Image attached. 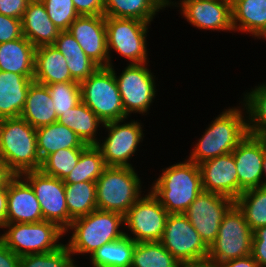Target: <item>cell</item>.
<instances>
[{
  "mask_svg": "<svg viewBox=\"0 0 266 267\" xmlns=\"http://www.w3.org/2000/svg\"><path fill=\"white\" fill-rule=\"evenodd\" d=\"M150 191L169 214L184 213L203 191L199 165L187 159L163 169Z\"/></svg>",
  "mask_w": 266,
  "mask_h": 267,
  "instance_id": "6da1fadb",
  "label": "cell"
},
{
  "mask_svg": "<svg viewBox=\"0 0 266 267\" xmlns=\"http://www.w3.org/2000/svg\"><path fill=\"white\" fill-rule=\"evenodd\" d=\"M0 160L14 175L40 170L36 129L23 118L0 120Z\"/></svg>",
  "mask_w": 266,
  "mask_h": 267,
  "instance_id": "7a4b0ae2",
  "label": "cell"
},
{
  "mask_svg": "<svg viewBox=\"0 0 266 267\" xmlns=\"http://www.w3.org/2000/svg\"><path fill=\"white\" fill-rule=\"evenodd\" d=\"M242 114L240 108H230L222 112L199 139L188 160L199 165L215 157L232 153L249 134L247 120Z\"/></svg>",
  "mask_w": 266,
  "mask_h": 267,
  "instance_id": "3957f363",
  "label": "cell"
},
{
  "mask_svg": "<svg viewBox=\"0 0 266 267\" xmlns=\"http://www.w3.org/2000/svg\"><path fill=\"white\" fill-rule=\"evenodd\" d=\"M121 224H124L123 215L96 209L72 221L68 230L74 231L66 245L72 255L90 253L91 256L104 244L119 240L125 235V232L119 230Z\"/></svg>",
  "mask_w": 266,
  "mask_h": 267,
  "instance_id": "277c9868",
  "label": "cell"
},
{
  "mask_svg": "<svg viewBox=\"0 0 266 267\" xmlns=\"http://www.w3.org/2000/svg\"><path fill=\"white\" fill-rule=\"evenodd\" d=\"M140 184L133 167L107 166L96 181L97 209L125 216L141 196Z\"/></svg>",
  "mask_w": 266,
  "mask_h": 267,
  "instance_id": "5b68a950",
  "label": "cell"
},
{
  "mask_svg": "<svg viewBox=\"0 0 266 267\" xmlns=\"http://www.w3.org/2000/svg\"><path fill=\"white\" fill-rule=\"evenodd\" d=\"M80 88L81 101L103 123L127 119L115 74L109 67H99L87 79L80 82Z\"/></svg>",
  "mask_w": 266,
  "mask_h": 267,
  "instance_id": "8992f818",
  "label": "cell"
},
{
  "mask_svg": "<svg viewBox=\"0 0 266 267\" xmlns=\"http://www.w3.org/2000/svg\"><path fill=\"white\" fill-rule=\"evenodd\" d=\"M3 228L9 229L1 241L19 257L52 252L64 245L58 239L66 232L53 222L6 223Z\"/></svg>",
  "mask_w": 266,
  "mask_h": 267,
  "instance_id": "52a82bcc",
  "label": "cell"
},
{
  "mask_svg": "<svg viewBox=\"0 0 266 267\" xmlns=\"http://www.w3.org/2000/svg\"><path fill=\"white\" fill-rule=\"evenodd\" d=\"M253 231L244 213L234 204L224 215L216 240L209 246L208 259L217 265L249 256L252 252Z\"/></svg>",
  "mask_w": 266,
  "mask_h": 267,
  "instance_id": "ba28073f",
  "label": "cell"
},
{
  "mask_svg": "<svg viewBox=\"0 0 266 267\" xmlns=\"http://www.w3.org/2000/svg\"><path fill=\"white\" fill-rule=\"evenodd\" d=\"M148 24L136 19L105 17L108 54L115 49L131 64L147 63Z\"/></svg>",
  "mask_w": 266,
  "mask_h": 267,
  "instance_id": "9c48e42d",
  "label": "cell"
},
{
  "mask_svg": "<svg viewBox=\"0 0 266 267\" xmlns=\"http://www.w3.org/2000/svg\"><path fill=\"white\" fill-rule=\"evenodd\" d=\"M160 242L180 263L208 258L209 247L183 213L168 215Z\"/></svg>",
  "mask_w": 266,
  "mask_h": 267,
  "instance_id": "30bf717a",
  "label": "cell"
},
{
  "mask_svg": "<svg viewBox=\"0 0 266 267\" xmlns=\"http://www.w3.org/2000/svg\"><path fill=\"white\" fill-rule=\"evenodd\" d=\"M21 177H24L34 190L41 206L43 220L53 222L68 232L69 213L63 180L46 175L41 170L24 172Z\"/></svg>",
  "mask_w": 266,
  "mask_h": 267,
  "instance_id": "8fae6325",
  "label": "cell"
},
{
  "mask_svg": "<svg viewBox=\"0 0 266 267\" xmlns=\"http://www.w3.org/2000/svg\"><path fill=\"white\" fill-rule=\"evenodd\" d=\"M145 64L147 63L128 64L118 78L113 66L109 67L115 74V80L127 116L132 112L146 113L155 96L154 75Z\"/></svg>",
  "mask_w": 266,
  "mask_h": 267,
  "instance_id": "7c38bea8",
  "label": "cell"
},
{
  "mask_svg": "<svg viewBox=\"0 0 266 267\" xmlns=\"http://www.w3.org/2000/svg\"><path fill=\"white\" fill-rule=\"evenodd\" d=\"M234 204L227 196L203 190L183 214L209 247L216 240L224 215Z\"/></svg>",
  "mask_w": 266,
  "mask_h": 267,
  "instance_id": "4fadbf2b",
  "label": "cell"
},
{
  "mask_svg": "<svg viewBox=\"0 0 266 267\" xmlns=\"http://www.w3.org/2000/svg\"><path fill=\"white\" fill-rule=\"evenodd\" d=\"M169 213L160 204L159 200L149 192L140 197L124 216V225L134 234L130 237L135 242L160 241Z\"/></svg>",
  "mask_w": 266,
  "mask_h": 267,
  "instance_id": "5bb4252c",
  "label": "cell"
},
{
  "mask_svg": "<svg viewBox=\"0 0 266 267\" xmlns=\"http://www.w3.org/2000/svg\"><path fill=\"white\" fill-rule=\"evenodd\" d=\"M124 120H116L103 124L108 130V137L103 143L95 146L101 151L106 166L132 167L128 162L141 140L142 125L137 121H131L120 125ZM101 143V144H100Z\"/></svg>",
  "mask_w": 266,
  "mask_h": 267,
  "instance_id": "9a60e30c",
  "label": "cell"
},
{
  "mask_svg": "<svg viewBox=\"0 0 266 267\" xmlns=\"http://www.w3.org/2000/svg\"><path fill=\"white\" fill-rule=\"evenodd\" d=\"M265 153V141L253 134H248L232 152L238 173V197L246 190L263 186Z\"/></svg>",
  "mask_w": 266,
  "mask_h": 267,
  "instance_id": "2e32d148",
  "label": "cell"
},
{
  "mask_svg": "<svg viewBox=\"0 0 266 267\" xmlns=\"http://www.w3.org/2000/svg\"><path fill=\"white\" fill-rule=\"evenodd\" d=\"M68 31L77 40L85 54L99 67H111L107 50L105 16H78Z\"/></svg>",
  "mask_w": 266,
  "mask_h": 267,
  "instance_id": "e0dca14e",
  "label": "cell"
},
{
  "mask_svg": "<svg viewBox=\"0 0 266 267\" xmlns=\"http://www.w3.org/2000/svg\"><path fill=\"white\" fill-rule=\"evenodd\" d=\"M183 16L193 26L205 30H234L231 0H182Z\"/></svg>",
  "mask_w": 266,
  "mask_h": 267,
  "instance_id": "ac0fdd59",
  "label": "cell"
},
{
  "mask_svg": "<svg viewBox=\"0 0 266 267\" xmlns=\"http://www.w3.org/2000/svg\"><path fill=\"white\" fill-rule=\"evenodd\" d=\"M202 189L238 198V173L232 153H227L199 164Z\"/></svg>",
  "mask_w": 266,
  "mask_h": 267,
  "instance_id": "d6986e66",
  "label": "cell"
},
{
  "mask_svg": "<svg viewBox=\"0 0 266 267\" xmlns=\"http://www.w3.org/2000/svg\"><path fill=\"white\" fill-rule=\"evenodd\" d=\"M41 221H44L42 210L34 190L21 175H14L8 182L6 223Z\"/></svg>",
  "mask_w": 266,
  "mask_h": 267,
  "instance_id": "ffe728a7",
  "label": "cell"
},
{
  "mask_svg": "<svg viewBox=\"0 0 266 267\" xmlns=\"http://www.w3.org/2000/svg\"><path fill=\"white\" fill-rule=\"evenodd\" d=\"M22 33L35 47L53 45L60 31L41 0H31L22 17Z\"/></svg>",
  "mask_w": 266,
  "mask_h": 267,
  "instance_id": "44dd1931",
  "label": "cell"
},
{
  "mask_svg": "<svg viewBox=\"0 0 266 267\" xmlns=\"http://www.w3.org/2000/svg\"><path fill=\"white\" fill-rule=\"evenodd\" d=\"M33 82L24 75L0 71V120L20 117Z\"/></svg>",
  "mask_w": 266,
  "mask_h": 267,
  "instance_id": "7402d4cb",
  "label": "cell"
},
{
  "mask_svg": "<svg viewBox=\"0 0 266 267\" xmlns=\"http://www.w3.org/2000/svg\"><path fill=\"white\" fill-rule=\"evenodd\" d=\"M33 80L45 86L75 81L71 77L65 57L54 45L36 47Z\"/></svg>",
  "mask_w": 266,
  "mask_h": 267,
  "instance_id": "603a6c76",
  "label": "cell"
},
{
  "mask_svg": "<svg viewBox=\"0 0 266 267\" xmlns=\"http://www.w3.org/2000/svg\"><path fill=\"white\" fill-rule=\"evenodd\" d=\"M36 47L25 37L0 43V71L33 79Z\"/></svg>",
  "mask_w": 266,
  "mask_h": 267,
  "instance_id": "cb8c5ba5",
  "label": "cell"
},
{
  "mask_svg": "<svg viewBox=\"0 0 266 267\" xmlns=\"http://www.w3.org/2000/svg\"><path fill=\"white\" fill-rule=\"evenodd\" d=\"M20 117L35 129L47 126L58 120L53 99L47 86L36 82L30 85Z\"/></svg>",
  "mask_w": 266,
  "mask_h": 267,
  "instance_id": "d4e9b609",
  "label": "cell"
},
{
  "mask_svg": "<svg viewBox=\"0 0 266 267\" xmlns=\"http://www.w3.org/2000/svg\"><path fill=\"white\" fill-rule=\"evenodd\" d=\"M37 150L41 161L48 155L69 148H87L77 134L58 121L36 129Z\"/></svg>",
  "mask_w": 266,
  "mask_h": 267,
  "instance_id": "484cf974",
  "label": "cell"
},
{
  "mask_svg": "<svg viewBox=\"0 0 266 267\" xmlns=\"http://www.w3.org/2000/svg\"><path fill=\"white\" fill-rule=\"evenodd\" d=\"M65 57L71 77L81 82L92 75L99 66L91 60L69 31H60L53 44Z\"/></svg>",
  "mask_w": 266,
  "mask_h": 267,
  "instance_id": "4316f807",
  "label": "cell"
},
{
  "mask_svg": "<svg viewBox=\"0 0 266 267\" xmlns=\"http://www.w3.org/2000/svg\"><path fill=\"white\" fill-rule=\"evenodd\" d=\"M170 4L169 0H104V16L150 23L159 9Z\"/></svg>",
  "mask_w": 266,
  "mask_h": 267,
  "instance_id": "83f0119b",
  "label": "cell"
},
{
  "mask_svg": "<svg viewBox=\"0 0 266 267\" xmlns=\"http://www.w3.org/2000/svg\"><path fill=\"white\" fill-rule=\"evenodd\" d=\"M57 121L74 131L84 144L96 145L100 141L95 138L96 131L104 123L82 101L59 116Z\"/></svg>",
  "mask_w": 266,
  "mask_h": 267,
  "instance_id": "f1b7e54d",
  "label": "cell"
},
{
  "mask_svg": "<svg viewBox=\"0 0 266 267\" xmlns=\"http://www.w3.org/2000/svg\"><path fill=\"white\" fill-rule=\"evenodd\" d=\"M231 1L234 31L238 29L255 35L266 27V0Z\"/></svg>",
  "mask_w": 266,
  "mask_h": 267,
  "instance_id": "f546056e",
  "label": "cell"
},
{
  "mask_svg": "<svg viewBox=\"0 0 266 267\" xmlns=\"http://www.w3.org/2000/svg\"><path fill=\"white\" fill-rule=\"evenodd\" d=\"M135 241L124 235L101 246L91 254L93 267H131Z\"/></svg>",
  "mask_w": 266,
  "mask_h": 267,
  "instance_id": "4dcf8cb0",
  "label": "cell"
},
{
  "mask_svg": "<svg viewBox=\"0 0 266 267\" xmlns=\"http://www.w3.org/2000/svg\"><path fill=\"white\" fill-rule=\"evenodd\" d=\"M65 197L70 227L74 219L88 215L97 209L96 182L65 184Z\"/></svg>",
  "mask_w": 266,
  "mask_h": 267,
  "instance_id": "1f68e13d",
  "label": "cell"
},
{
  "mask_svg": "<svg viewBox=\"0 0 266 267\" xmlns=\"http://www.w3.org/2000/svg\"><path fill=\"white\" fill-rule=\"evenodd\" d=\"M180 264L160 241L135 243L131 267H179Z\"/></svg>",
  "mask_w": 266,
  "mask_h": 267,
  "instance_id": "d6a6232c",
  "label": "cell"
},
{
  "mask_svg": "<svg viewBox=\"0 0 266 267\" xmlns=\"http://www.w3.org/2000/svg\"><path fill=\"white\" fill-rule=\"evenodd\" d=\"M101 151L89 145L81 154L75 168L63 180L65 184L93 181L96 182L106 168Z\"/></svg>",
  "mask_w": 266,
  "mask_h": 267,
  "instance_id": "836d02e7",
  "label": "cell"
},
{
  "mask_svg": "<svg viewBox=\"0 0 266 267\" xmlns=\"http://www.w3.org/2000/svg\"><path fill=\"white\" fill-rule=\"evenodd\" d=\"M235 204L244 213L245 220L252 231L266 226V187L244 191Z\"/></svg>",
  "mask_w": 266,
  "mask_h": 267,
  "instance_id": "e575fe53",
  "label": "cell"
},
{
  "mask_svg": "<svg viewBox=\"0 0 266 267\" xmlns=\"http://www.w3.org/2000/svg\"><path fill=\"white\" fill-rule=\"evenodd\" d=\"M244 109L248 115L247 129L249 134L260 135L266 132V84L255 87L244 95Z\"/></svg>",
  "mask_w": 266,
  "mask_h": 267,
  "instance_id": "d590c367",
  "label": "cell"
},
{
  "mask_svg": "<svg viewBox=\"0 0 266 267\" xmlns=\"http://www.w3.org/2000/svg\"><path fill=\"white\" fill-rule=\"evenodd\" d=\"M85 149L69 148L58 150L42 161L40 170L46 175L64 180L75 168L80 154Z\"/></svg>",
  "mask_w": 266,
  "mask_h": 267,
  "instance_id": "8d00e7d4",
  "label": "cell"
},
{
  "mask_svg": "<svg viewBox=\"0 0 266 267\" xmlns=\"http://www.w3.org/2000/svg\"><path fill=\"white\" fill-rule=\"evenodd\" d=\"M53 99L57 118L81 102V88L77 81L46 85Z\"/></svg>",
  "mask_w": 266,
  "mask_h": 267,
  "instance_id": "74e56055",
  "label": "cell"
},
{
  "mask_svg": "<svg viewBox=\"0 0 266 267\" xmlns=\"http://www.w3.org/2000/svg\"><path fill=\"white\" fill-rule=\"evenodd\" d=\"M71 254L68 246L63 245L52 252L21 256L20 267H67L73 260Z\"/></svg>",
  "mask_w": 266,
  "mask_h": 267,
  "instance_id": "f35d334b",
  "label": "cell"
},
{
  "mask_svg": "<svg viewBox=\"0 0 266 267\" xmlns=\"http://www.w3.org/2000/svg\"><path fill=\"white\" fill-rule=\"evenodd\" d=\"M50 20L59 31H68L70 25L79 16L73 0H41Z\"/></svg>",
  "mask_w": 266,
  "mask_h": 267,
  "instance_id": "ab89813d",
  "label": "cell"
},
{
  "mask_svg": "<svg viewBox=\"0 0 266 267\" xmlns=\"http://www.w3.org/2000/svg\"><path fill=\"white\" fill-rule=\"evenodd\" d=\"M23 37L22 20L0 13V43L13 41Z\"/></svg>",
  "mask_w": 266,
  "mask_h": 267,
  "instance_id": "60d3db41",
  "label": "cell"
},
{
  "mask_svg": "<svg viewBox=\"0 0 266 267\" xmlns=\"http://www.w3.org/2000/svg\"><path fill=\"white\" fill-rule=\"evenodd\" d=\"M251 255L259 267H266V226L253 231Z\"/></svg>",
  "mask_w": 266,
  "mask_h": 267,
  "instance_id": "b9f144b4",
  "label": "cell"
},
{
  "mask_svg": "<svg viewBox=\"0 0 266 267\" xmlns=\"http://www.w3.org/2000/svg\"><path fill=\"white\" fill-rule=\"evenodd\" d=\"M79 16L104 15V0H73Z\"/></svg>",
  "mask_w": 266,
  "mask_h": 267,
  "instance_id": "7bdbcfd3",
  "label": "cell"
},
{
  "mask_svg": "<svg viewBox=\"0 0 266 267\" xmlns=\"http://www.w3.org/2000/svg\"><path fill=\"white\" fill-rule=\"evenodd\" d=\"M30 1L31 0H0V13L22 20Z\"/></svg>",
  "mask_w": 266,
  "mask_h": 267,
  "instance_id": "ee69618b",
  "label": "cell"
},
{
  "mask_svg": "<svg viewBox=\"0 0 266 267\" xmlns=\"http://www.w3.org/2000/svg\"><path fill=\"white\" fill-rule=\"evenodd\" d=\"M0 267H20V257L0 240Z\"/></svg>",
  "mask_w": 266,
  "mask_h": 267,
  "instance_id": "f6af8a7d",
  "label": "cell"
},
{
  "mask_svg": "<svg viewBox=\"0 0 266 267\" xmlns=\"http://www.w3.org/2000/svg\"><path fill=\"white\" fill-rule=\"evenodd\" d=\"M219 267H259L257 261L250 254L249 256L237 258L234 260L227 261L219 264Z\"/></svg>",
  "mask_w": 266,
  "mask_h": 267,
  "instance_id": "bcb514c9",
  "label": "cell"
},
{
  "mask_svg": "<svg viewBox=\"0 0 266 267\" xmlns=\"http://www.w3.org/2000/svg\"><path fill=\"white\" fill-rule=\"evenodd\" d=\"M8 183L0 188V228L6 224Z\"/></svg>",
  "mask_w": 266,
  "mask_h": 267,
  "instance_id": "7dc6e473",
  "label": "cell"
},
{
  "mask_svg": "<svg viewBox=\"0 0 266 267\" xmlns=\"http://www.w3.org/2000/svg\"><path fill=\"white\" fill-rule=\"evenodd\" d=\"M13 176L14 174L0 160V188L4 187Z\"/></svg>",
  "mask_w": 266,
  "mask_h": 267,
  "instance_id": "c3c4849f",
  "label": "cell"
},
{
  "mask_svg": "<svg viewBox=\"0 0 266 267\" xmlns=\"http://www.w3.org/2000/svg\"><path fill=\"white\" fill-rule=\"evenodd\" d=\"M179 267H219L210 259L181 263Z\"/></svg>",
  "mask_w": 266,
  "mask_h": 267,
  "instance_id": "681fc988",
  "label": "cell"
},
{
  "mask_svg": "<svg viewBox=\"0 0 266 267\" xmlns=\"http://www.w3.org/2000/svg\"><path fill=\"white\" fill-rule=\"evenodd\" d=\"M254 37L265 38L266 39V27L262 28L258 33L254 35Z\"/></svg>",
  "mask_w": 266,
  "mask_h": 267,
  "instance_id": "f907efd6",
  "label": "cell"
},
{
  "mask_svg": "<svg viewBox=\"0 0 266 267\" xmlns=\"http://www.w3.org/2000/svg\"><path fill=\"white\" fill-rule=\"evenodd\" d=\"M263 175H266V153L263 160V168H262ZM263 187H266V180L263 181Z\"/></svg>",
  "mask_w": 266,
  "mask_h": 267,
  "instance_id": "816d5d0a",
  "label": "cell"
},
{
  "mask_svg": "<svg viewBox=\"0 0 266 267\" xmlns=\"http://www.w3.org/2000/svg\"><path fill=\"white\" fill-rule=\"evenodd\" d=\"M74 260H72L67 267H77V265H74Z\"/></svg>",
  "mask_w": 266,
  "mask_h": 267,
  "instance_id": "f5cc1de1",
  "label": "cell"
},
{
  "mask_svg": "<svg viewBox=\"0 0 266 267\" xmlns=\"http://www.w3.org/2000/svg\"><path fill=\"white\" fill-rule=\"evenodd\" d=\"M260 136L263 138V140H264L265 143H266V132L261 133Z\"/></svg>",
  "mask_w": 266,
  "mask_h": 267,
  "instance_id": "db71d44e",
  "label": "cell"
}]
</instances>
